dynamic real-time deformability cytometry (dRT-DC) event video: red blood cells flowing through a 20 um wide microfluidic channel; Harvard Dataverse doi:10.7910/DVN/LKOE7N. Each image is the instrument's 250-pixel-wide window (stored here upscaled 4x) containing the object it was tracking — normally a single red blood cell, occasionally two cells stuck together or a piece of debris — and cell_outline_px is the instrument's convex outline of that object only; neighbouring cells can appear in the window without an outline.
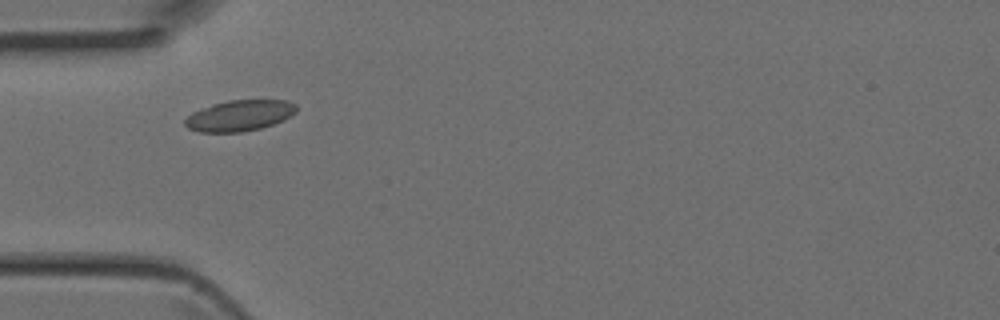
{"species": "Egyptian fruit bat (a non-hibernating species)", "species_latin": "Rousettus aegyptiacus", "temperature_condition": "room temperature", "stored_images_in_passage": 32, "camera_frame_rate_fps": 3000, "um_per_image_px": 0.085, "animal": {"sex": "female"}, "frame": {"image": 1, "passage_image": 1, "time_ms": 0.0, "image_size_px": [1000, 320], "cell_outline_px": [[296, 112], [292, 116], [284, 120], [260, 128], [240, 132], [200, 132], [188, 128], [184, 124], [184, 120], [192, 112], [200, 108], [212, 104], [228, 100], [288, 100], [296, 104]], "centroid_in_image_um": [20.36, 9.81], "position_along_channel_um": 64.6, "area_um2": 20.17}}
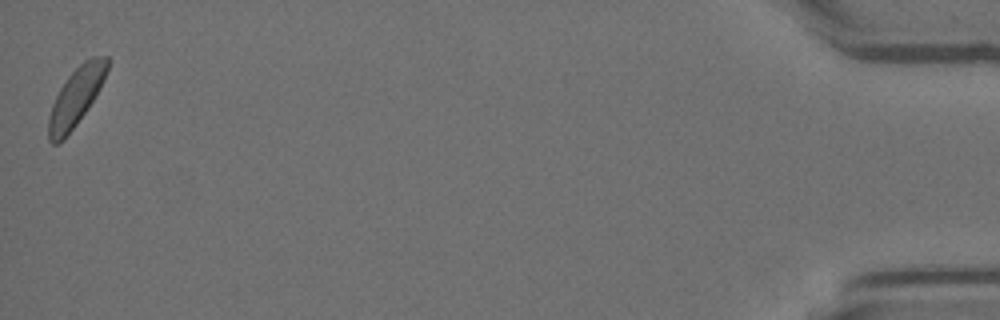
{"frame": {"image": 2, "passage_image": 32, "time_ms": 10.333, "image_size_px": [1000, 320], "cell_outline_px": [[108, 68], [104, 80], [100, 88], [88, 108], [64, 140], [56, 144], [52, 144], [48, 140], [48, 116], [52, 104], [60, 88], [68, 76], [84, 60], [92, 56], [108, 56]], "centroid_in_image_um": [6.44, 8.25], "position_along_channel_um": 428.8, "area_um2": 19.88}}